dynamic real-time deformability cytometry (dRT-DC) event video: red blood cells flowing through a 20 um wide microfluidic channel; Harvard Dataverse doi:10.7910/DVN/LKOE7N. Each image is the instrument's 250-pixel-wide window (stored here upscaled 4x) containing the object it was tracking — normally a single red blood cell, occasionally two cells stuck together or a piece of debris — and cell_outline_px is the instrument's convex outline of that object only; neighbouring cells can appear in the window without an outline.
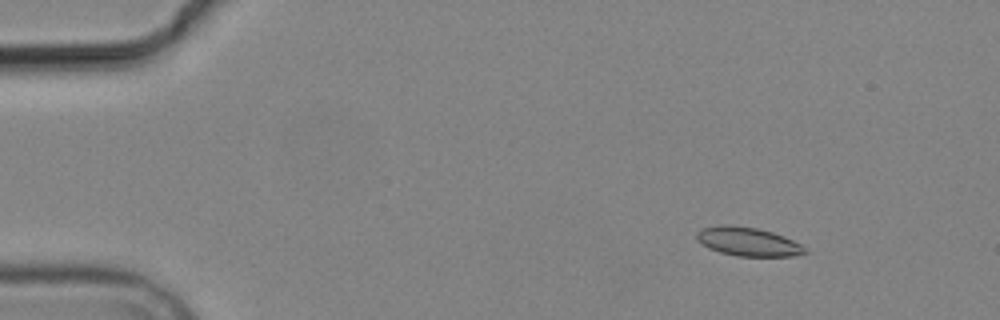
{"species": "common noctule bat (a hibernating species)", "species_latin": "Nyctalus noctula", "temperature_condition": "cold", "stored_images_in_passage": 5, "camera_frame_rate_fps": 3000, "um_per_image_px": 0.085, "animal": {"sex": "male", "body_mass_g": 19.2, "forearm_length_mm": 51.8}, "frame": {"image": 1, "passage_image": 3, "time_ms": 2.333, "image_size_px": [1000, 320], "cell_outline_px": [[808, 252], [792, 256], [736, 256], [720, 252], [708, 248], [700, 244], [696, 240], [696, 232], [700, 228], [724, 224], [732, 224], [756, 228], [772, 232], [784, 236], [808, 248]], "centroid_in_image_um": [63.54, 20.53], "position_along_channel_um": 21.5, "area_um2": 18.38}}
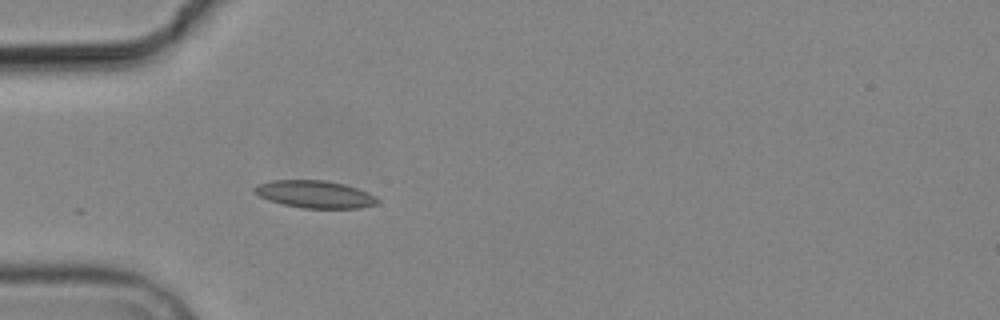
{"frame": {"image": 2, "passage_image": 5, "time_ms": 5.667, "image_size_px": [1000, 320], "cell_outline_px": [[380, 200], [376, 204], [360, 208], [304, 208], [284, 204], [260, 196], [252, 188], [260, 184], [272, 180], [324, 180], [344, 184], [368, 192], [376, 196]], "centroid_in_image_um": [26.82, 16.51], "position_along_channel_um": 58.2, "area_um2": 19.36}}